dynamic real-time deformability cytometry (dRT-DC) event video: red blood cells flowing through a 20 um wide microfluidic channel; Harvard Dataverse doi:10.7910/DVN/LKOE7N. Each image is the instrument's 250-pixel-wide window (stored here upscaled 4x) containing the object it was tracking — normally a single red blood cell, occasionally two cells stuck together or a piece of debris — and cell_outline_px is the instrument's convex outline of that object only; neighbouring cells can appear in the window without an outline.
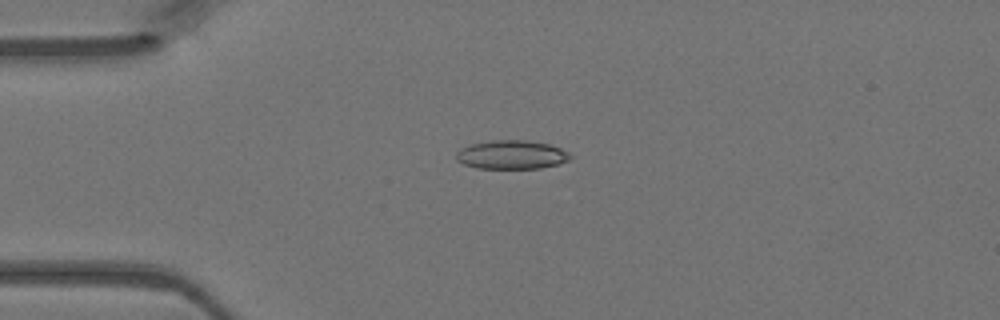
{"species": "Egyptian fruit bat (a non-hibernating species)", "species_latin": "Rousettus aegyptiacus", "temperature_condition": "warm", "stored_images_in_passage": 17, "camera_frame_rate_fps": 3000, "um_per_image_px": 0.085, "animal": {"sex": "female"}, "frame": {"image": 1, "passage_image": 12, "time_ms": 3.667, "image_size_px": [1000, 320], "cell_outline_px": [[572, 156], [568, 160], [556, 164], [540, 168], [476, 168], [464, 164], [456, 160], [456, 152], [460, 148], [468, 144], [492, 140], [528, 140], [548, 144], [560, 148], [568, 152]], "centroid_in_image_um": [43.44, 13.14], "position_along_channel_um": 41.6, "area_um2": 19.13}}
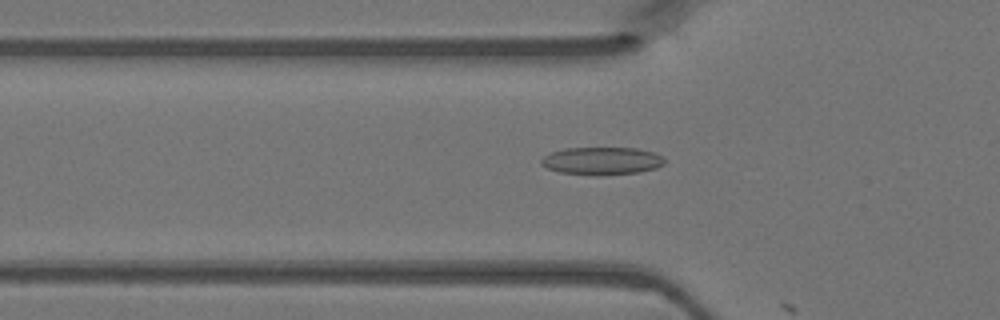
{"frame": {"image": 2, "passage_image": 16, "time_ms": 5.0, "image_size_px": [1000, 320], "cell_outline_px": [[664, 164], [656, 168], [640, 172], [596, 176], [560, 172], [548, 168], [540, 164], [540, 160], [544, 156], [552, 152], [564, 148], [636, 148], [656, 152], [664, 156]], "centroid_in_image_um": [51.19, 13.68], "position_along_channel_um": 74.6, "area_um2": 20.11}}